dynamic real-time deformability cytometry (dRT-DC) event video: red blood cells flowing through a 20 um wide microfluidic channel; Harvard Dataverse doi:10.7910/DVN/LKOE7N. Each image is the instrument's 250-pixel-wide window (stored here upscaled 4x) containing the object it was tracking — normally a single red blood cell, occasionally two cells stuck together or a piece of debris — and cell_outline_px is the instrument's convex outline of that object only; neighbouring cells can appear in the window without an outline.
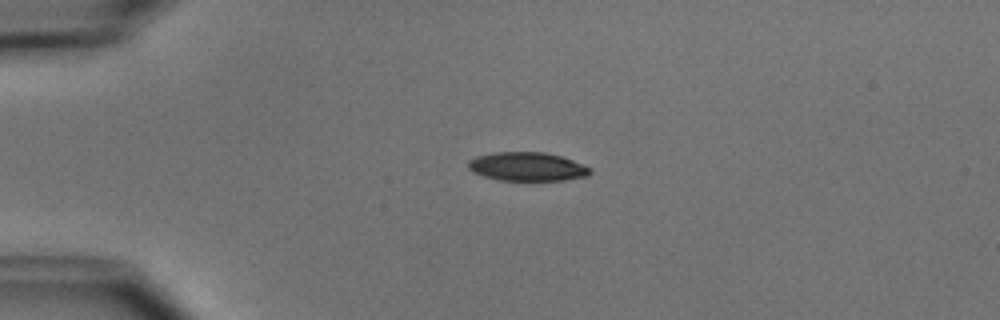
{"species": "common noctule bat (a hibernating species)", "species_latin": "Nyctalus noctula", "temperature_condition": "cold", "stored_images_in_passage": 2, "camera_frame_rate_fps": 3000, "um_per_image_px": 0.085, "animal": {"sex": "male", "body_mass_g": 15.6}, "frame": {"image": 1, "passage_image": 1, "time_ms": 0.0, "image_size_px": [1000, 320], "cell_outline_px": [[592, 172], [588, 176], [564, 180], [496, 180], [472, 172], [468, 168], [468, 160], [476, 156], [496, 152], [544, 152], [560, 156], [572, 160], [592, 168]], "centroid_in_image_um": [44.81, 14.16], "position_along_channel_um": 40.2, "area_um2": 20.46}}